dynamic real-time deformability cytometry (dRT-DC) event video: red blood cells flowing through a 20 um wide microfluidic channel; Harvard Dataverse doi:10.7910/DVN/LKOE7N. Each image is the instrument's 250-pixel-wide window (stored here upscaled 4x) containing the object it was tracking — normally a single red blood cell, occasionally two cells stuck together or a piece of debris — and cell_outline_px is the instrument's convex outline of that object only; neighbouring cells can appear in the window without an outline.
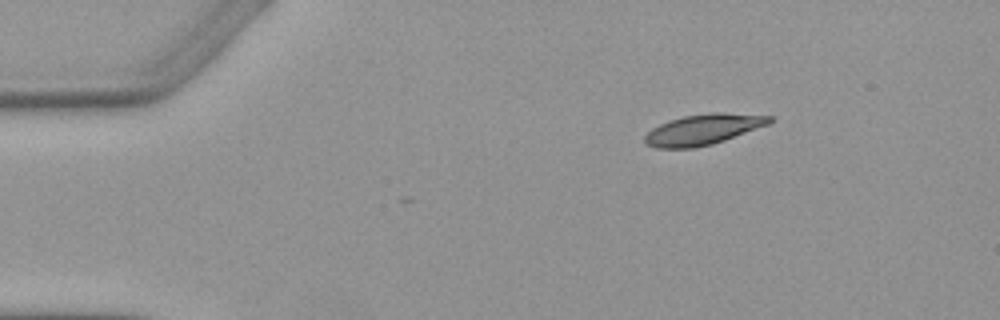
{"species": "Egyptian fruit bat (a non-hibernating species)", "species_latin": "Rousettus aegyptiacus", "temperature_condition": "warm", "stored_images_in_passage": 3, "camera_frame_rate_fps": 3000, "um_per_image_px": 0.085, "animal": {"sex": "female"}, "frame": {"image": 1, "passage_image": 1, "time_ms": 0.0, "image_size_px": [1000, 320], "cell_outline_px": [[776, 120], [768, 124], [724, 140], [712, 144], [692, 148], [656, 148], [644, 144], [644, 136], [652, 128], [668, 120], [684, 116], [712, 112], [720, 112], [772, 116]], "centroid_in_image_um": [59.74, 11.0], "position_along_channel_um": 25.3, "area_um2": 22.2}}